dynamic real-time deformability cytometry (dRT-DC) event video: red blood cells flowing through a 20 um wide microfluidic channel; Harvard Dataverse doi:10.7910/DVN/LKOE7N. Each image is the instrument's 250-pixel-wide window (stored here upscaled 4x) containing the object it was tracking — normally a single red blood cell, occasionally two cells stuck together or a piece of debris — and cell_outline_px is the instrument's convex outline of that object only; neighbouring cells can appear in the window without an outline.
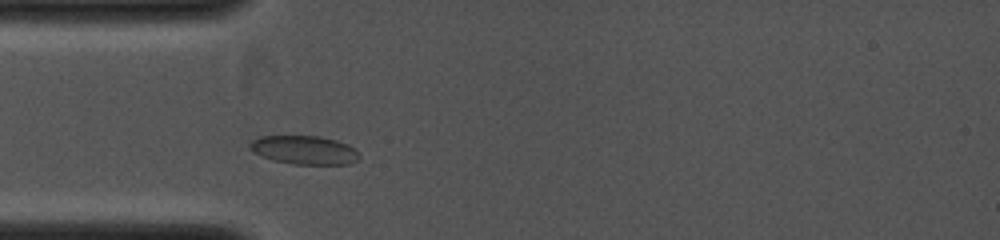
{"species": "common noctule bat (a hibernating species)", "species_latin": "Nyctalus noctula", "temperature_condition": "cold", "stored_images_in_passage": 15, "camera_frame_rate_fps": 4000, "um_per_image_px": 0.085, "animal": {"sex": "female", "body_mass_g": 19.0, "forearm_length_mm": 53.3}, "frame": {"image": 1, "passage_image": 5, "time_ms": 1.25, "image_size_px": [1000, 240], "cell_outline_px": [[360, 156], [356, 160], [348, 164], [292, 164], [276, 160], [264, 156], [248, 148], [248, 144], [252, 140], [260, 136], [320, 136], [336, 140], [348, 144]], "centroid_in_image_um": [25.85, 12.74], "position_along_channel_um": 59.1, "area_um2": 17.98}}
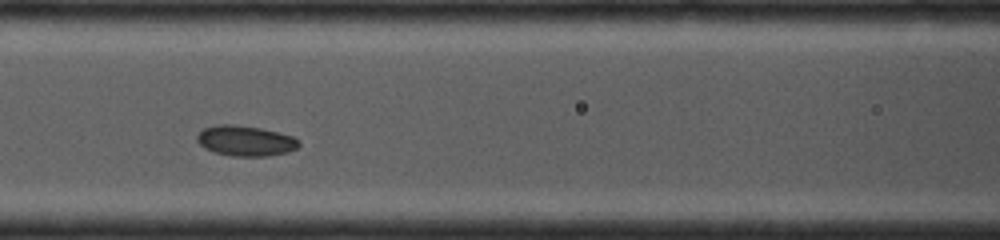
{"frame": {"image": 2, "passage_image": 11, "time_ms": 3.0, "image_size_px": [1000, 240], "cell_outline_px": [[300, 144], [296, 148], [288, 152], [268, 156], [232, 156], [216, 152], [204, 148], [196, 140], [196, 136], [204, 128], [216, 124], [236, 124], [260, 128], [292, 136], [300, 140]], "centroid_in_image_um": [20.86, 11.96], "position_along_channel_um": 145.7, "area_um2": 18.03}}
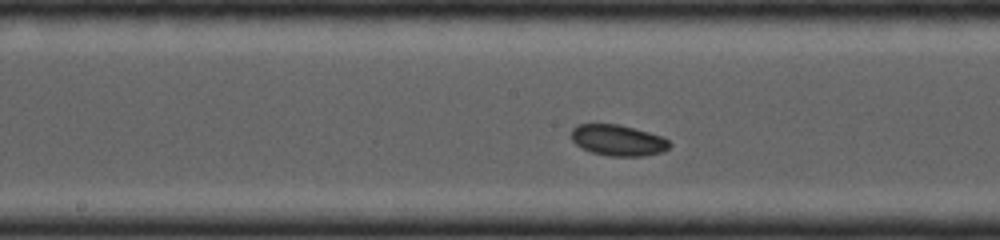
{"frame": {"image": 3, "passage_image": 14, "time_ms": 4.0, "image_size_px": [1000, 240], "cell_outline_px": [[672, 144], [664, 152], [644, 156], [608, 156], [592, 152], [576, 144], [572, 140], [572, 128], [576, 124], [620, 124], [664, 136]], "centroid_in_image_um": [52.57, 11.92], "position_along_channel_um": 195.6, "area_um2": 17.92}}